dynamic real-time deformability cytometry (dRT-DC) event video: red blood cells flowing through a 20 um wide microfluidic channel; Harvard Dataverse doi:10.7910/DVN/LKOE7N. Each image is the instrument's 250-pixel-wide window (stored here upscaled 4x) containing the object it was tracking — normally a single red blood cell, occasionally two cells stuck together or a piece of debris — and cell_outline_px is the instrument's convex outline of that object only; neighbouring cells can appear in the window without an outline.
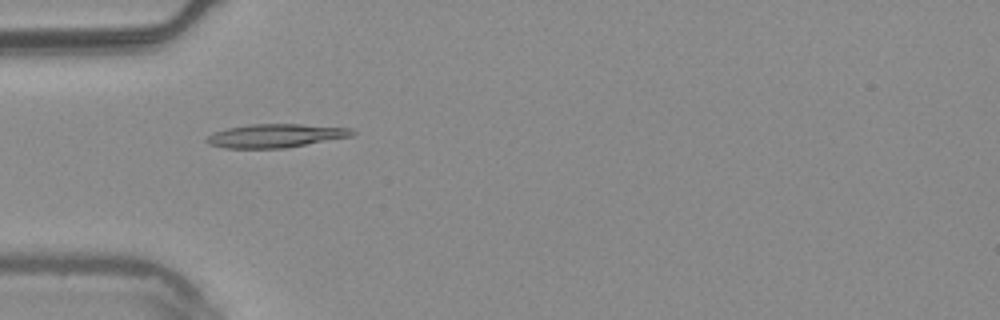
{"species": "common noctule bat (a hibernating species)", "species_latin": "Nyctalus noctula", "temperature_condition": "warm", "stored_images_in_passage": 7, "camera_frame_rate_fps": 3000, "um_per_image_px": 0.085, "animal": {"sex": "male", "body_mass_g": 20.4}, "frame": {"image": 1, "passage_image": 5, "time_ms": 1.333, "image_size_px": [1000, 320], "cell_outline_px": [[356, 132], [352, 136], [284, 148], [224, 148], [208, 144], [204, 140], [212, 132], [228, 128], [252, 124], [300, 124], [352, 128]], "centroid_in_image_um": [23.4, 11.53], "position_along_channel_um": 61.6, "area_um2": 19.94}}
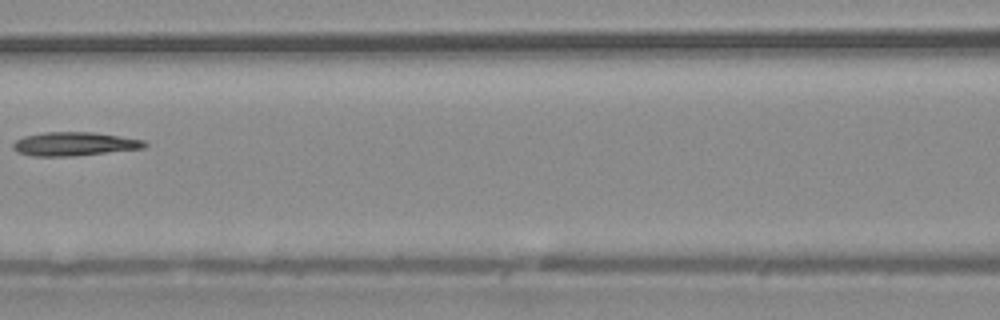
{"frame": {"image": 2, "passage_image": 7, "time_ms": 2.0, "image_size_px": [1000, 320], "cell_outline_px": [[148, 144], [144, 148], [72, 156], [32, 156], [16, 152], [12, 148], [12, 144], [16, 140], [24, 136], [44, 132], [92, 132], [120, 136], [144, 140]], "centroid_in_image_um": [6.28, 12.23], "position_along_channel_um": 160.3, "area_um2": 18.15}}